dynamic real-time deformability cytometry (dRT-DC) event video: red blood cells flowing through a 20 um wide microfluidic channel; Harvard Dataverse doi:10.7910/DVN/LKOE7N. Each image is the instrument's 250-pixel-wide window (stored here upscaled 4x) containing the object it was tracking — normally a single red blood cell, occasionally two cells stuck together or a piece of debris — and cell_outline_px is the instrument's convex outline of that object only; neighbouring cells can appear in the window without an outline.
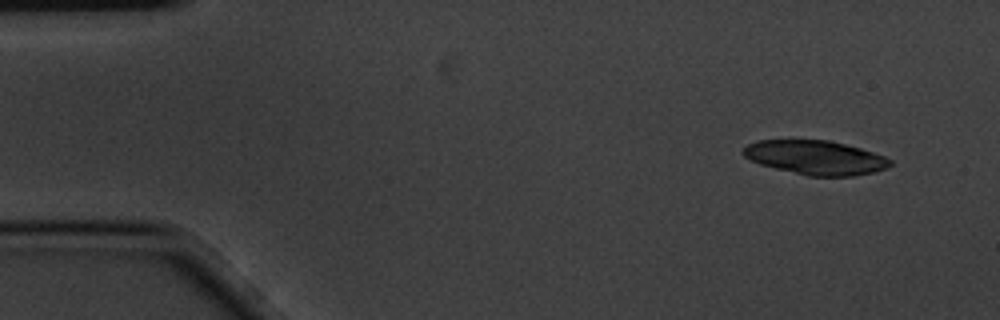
{"species": "common noctule bat (a hibernating species)", "species_latin": "Nyctalus noctula", "temperature_condition": "cold", "stored_images_in_passage": 3, "segment_of_instrument_passage": [2, 2], "camera_frame_rate_fps": 3000, "um_per_image_px": 0.085, "animal": {"sex": "male", "body_mass_g": 20.1, "forearm_length_mm": 53.5}, "frame": {"image": 1, "passage_image": 3, "time_ms": 0.667, "image_size_px": [1000, 320], "cell_outline_px": [[892, 164], [888, 168], [872, 172], [852, 176], [808, 176], [760, 164], [744, 156], [740, 152], [748, 144], [756, 140], [828, 140], [860, 148], [884, 156], [892, 160]], "centroid_in_image_um": [69.32, 13.39], "position_along_channel_um": 15.7, "area_um2": 29.07}}